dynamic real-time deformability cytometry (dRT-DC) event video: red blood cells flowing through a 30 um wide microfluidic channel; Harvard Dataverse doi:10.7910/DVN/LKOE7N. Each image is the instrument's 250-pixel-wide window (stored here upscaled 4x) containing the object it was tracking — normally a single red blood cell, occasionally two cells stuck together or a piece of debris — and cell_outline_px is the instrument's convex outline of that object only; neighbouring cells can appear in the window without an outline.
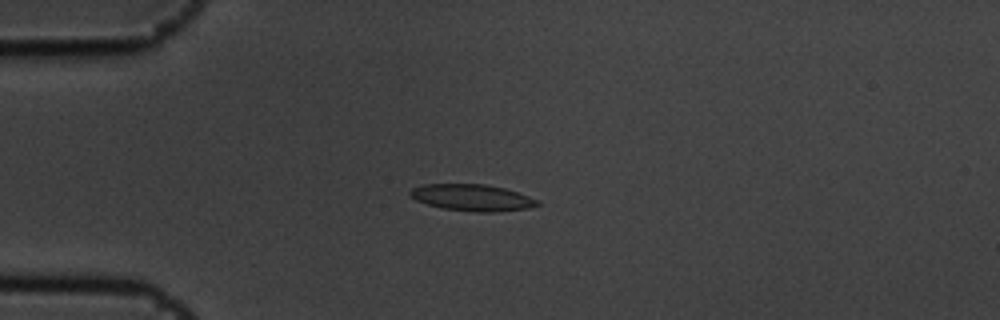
{"species": "common noctule bat (a hibernating species)", "species_latin": "Nyctalus noctula", "temperature_condition": "cold", "stored_images_in_passage": 15, "camera_frame_rate_fps": 3000, "um_per_image_px": 0.085, "animal": {"sex": "male", "body_mass_g": 19.5, "forearm_length_mm": 54.6}, "frame": {"image": 1, "passage_image": 4, "time_ms": 1.0, "image_size_px": [1000, 320], "cell_outline_px": [[540, 204], [528, 208], [496, 212], [476, 212], [440, 208], [416, 200], [408, 192], [412, 188], [424, 184], [484, 184], [504, 188], [540, 200]], "centroid_in_image_um": [40.14, 16.8], "position_along_channel_um": 44.9, "area_um2": 19.65}}
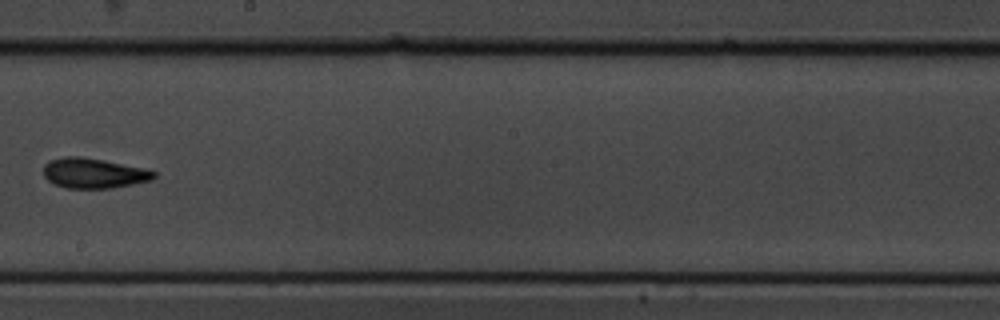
{"frame": {"image": 2, "passage_image": 9, "time_ms": 2.667, "image_size_px": [1000, 320], "cell_outline_px": [[156, 176], [152, 180], [112, 188], [68, 188], [56, 184], [48, 180], [44, 176], [44, 164], [48, 160], [64, 156], [80, 156], [144, 168], [156, 172]], "centroid_in_image_um": [7.95, 14.71], "position_along_channel_um": 240.3, "area_um2": 19.25}}
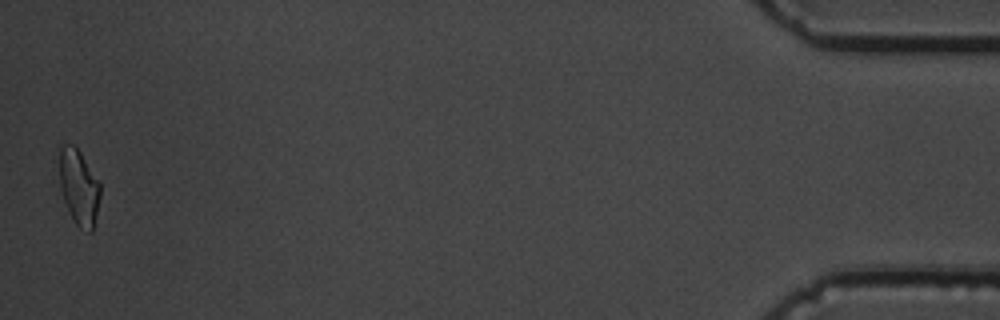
{"frame": {"image": 3, "passage_image": 15, "time_ms": 4.667, "image_size_px": [1000, 320], "cell_outline_px": [[100, 196], [92, 232], [88, 232], [80, 228], [76, 224], [64, 200], [60, 188], [56, 144], [72, 144], [80, 152], [100, 184]], "centroid_in_image_um": [6.64, 15.82], "position_along_channel_um": 428.6, "area_um2": 18.21}}